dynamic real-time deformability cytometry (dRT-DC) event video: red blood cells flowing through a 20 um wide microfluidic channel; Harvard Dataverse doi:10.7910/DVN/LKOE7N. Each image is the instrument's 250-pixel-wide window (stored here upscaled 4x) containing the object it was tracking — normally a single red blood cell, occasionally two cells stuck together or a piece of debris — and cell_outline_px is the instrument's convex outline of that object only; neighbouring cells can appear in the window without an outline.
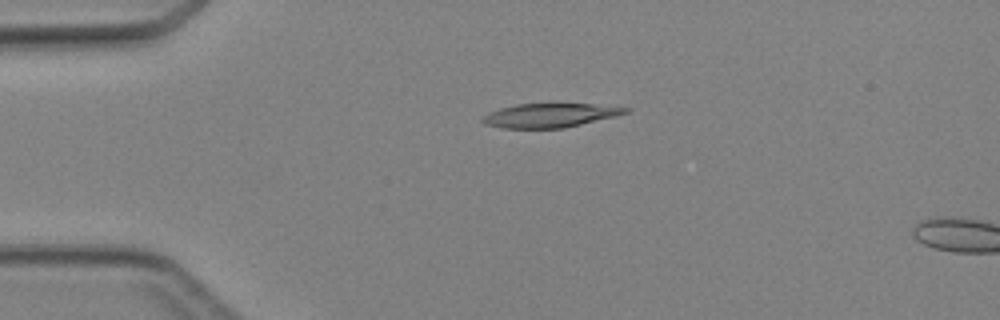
{"species": "Egyptian fruit bat (a non-hibernating species)", "species_latin": "Rousettus aegyptiacus", "temperature_condition": "cold", "stored_images_in_passage": 4, "camera_frame_rate_fps": 3000, "um_per_image_px": 0.085, "animal": {"sex": "female"}, "frame": {"image": 1, "passage_image": 2, "time_ms": 0.333, "image_size_px": [1000, 320], "cell_outline_px": [[632, 108], [628, 112], [616, 116], [564, 128], [504, 128], [484, 124], [480, 120], [484, 116], [500, 108], [516, 104], [592, 104]], "centroid_in_image_um": [46.75, 9.81], "position_along_channel_um": 38.2, "area_um2": 19.77}}